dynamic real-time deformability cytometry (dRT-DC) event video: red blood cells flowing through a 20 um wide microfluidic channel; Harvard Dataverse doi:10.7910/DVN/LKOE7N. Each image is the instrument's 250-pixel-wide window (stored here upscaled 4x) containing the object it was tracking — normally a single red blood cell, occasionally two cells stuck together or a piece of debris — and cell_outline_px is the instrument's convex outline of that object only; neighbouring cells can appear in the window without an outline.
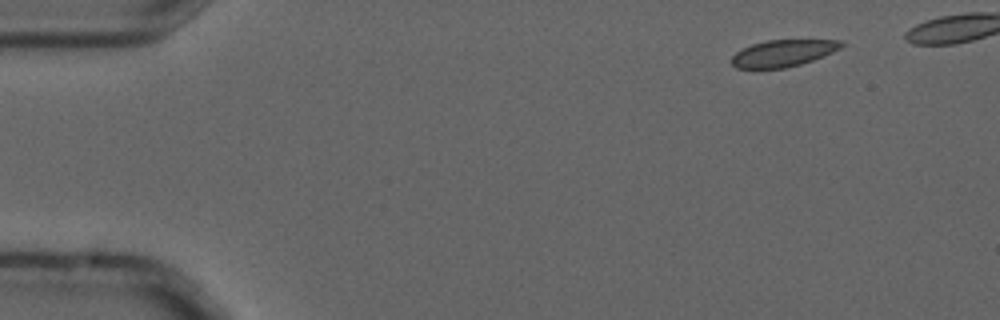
{"species": "common noctule bat (a hibernating species)", "species_latin": "Nyctalus noctula", "temperature_condition": "cold", "stored_images_in_passage": 5, "camera_frame_rate_fps": 3000, "um_per_image_px": 0.085, "animal": {"sex": "male", "forearm_length_mm": 52.5}, "frame": {"image": 1, "passage_image": 1, "time_ms": 0.0, "image_size_px": [1000, 320], "cell_outline_px": [[844, 44], [840, 48], [832, 52], [812, 60], [800, 64], [784, 68], [736, 68], [732, 64], [732, 56], [736, 52], [752, 44], [768, 40], [844, 40]], "centroid_in_image_um": [66.56, 4.51], "position_along_channel_um": 18.4, "area_um2": 16.88}}